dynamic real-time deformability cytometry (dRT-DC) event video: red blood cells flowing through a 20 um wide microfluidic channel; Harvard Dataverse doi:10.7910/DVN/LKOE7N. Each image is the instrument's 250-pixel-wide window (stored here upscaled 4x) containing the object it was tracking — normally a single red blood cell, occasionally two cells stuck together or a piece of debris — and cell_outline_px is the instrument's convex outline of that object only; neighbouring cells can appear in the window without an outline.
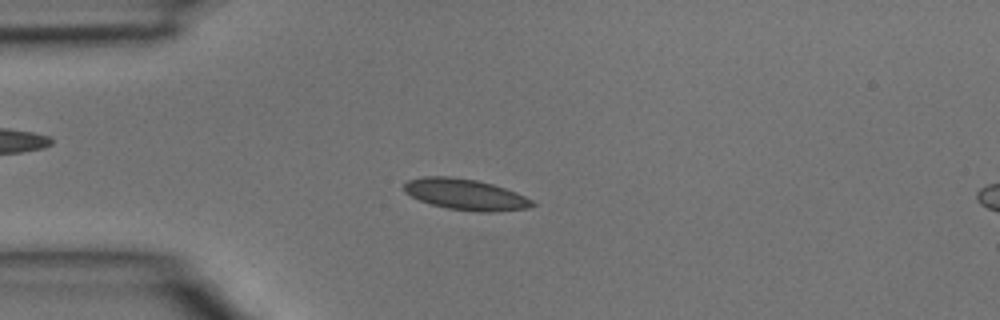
{"species": "common noctule bat (a hibernating species)", "species_latin": "Nyctalus noctula", "temperature_condition": "room temperature", "stored_images_in_passage": 4, "segment_of_instrument_passage": [1, 2], "camera_frame_rate_fps": 3000, "um_per_image_px": 0.085, "animal": {"sex": "male", "body_mass_g": 15.6}, "frame": {"image": 1, "passage_image": 3, "time_ms": 0.667, "image_size_px": [1000, 320], "cell_outline_px": [[536, 204], [528, 208], [488, 212], [476, 212], [448, 208], [432, 204], [420, 200], [404, 192], [404, 184], [408, 180], [424, 176], [452, 176], [476, 180], [492, 184], [516, 192], [532, 200]], "centroid_in_image_um": [39.55, 16.52], "position_along_channel_um": 45.4, "area_um2": 23.0}}